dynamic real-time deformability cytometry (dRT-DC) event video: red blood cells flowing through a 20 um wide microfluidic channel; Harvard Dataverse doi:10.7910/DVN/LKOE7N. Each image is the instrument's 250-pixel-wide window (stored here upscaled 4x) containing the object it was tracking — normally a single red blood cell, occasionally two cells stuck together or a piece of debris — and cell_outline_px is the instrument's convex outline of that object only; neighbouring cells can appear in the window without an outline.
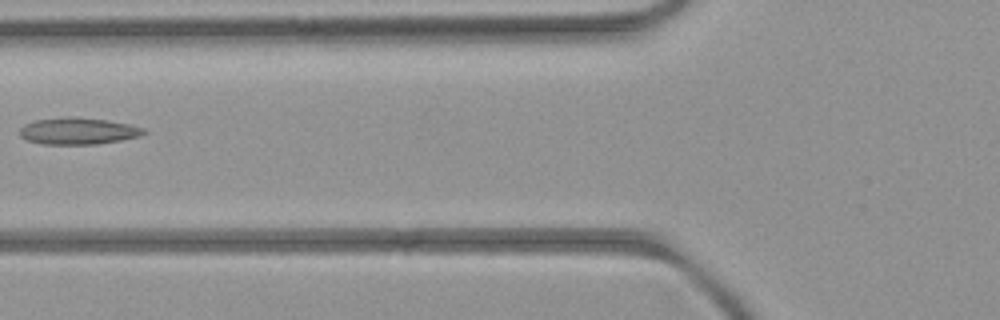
{"species": "common noctule bat (a hibernating species)", "species_latin": "Nyctalus noctula", "temperature_condition": "room temperature", "stored_images_in_passage": 8, "camera_frame_rate_fps": 3000, "um_per_image_px": 0.085, "animal": {"sex": "female", "body_mass_g": 21.9}, "frame": {"image": 1, "passage_image": 7, "time_ms": 7.0, "image_size_px": [1000, 320], "cell_outline_px": [[148, 132], [140, 136], [120, 140], [96, 144], [44, 144], [28, 140], [20, 136], [20, 128], [24, 124], [36, 120], [68, 116], [76, 116], [108, 120], [128, 124], [144, 128]], "centroid_in_image_um": [6.65, 11.12], "position_along_channel_um": 119.1, "area_um2": 19.36}}
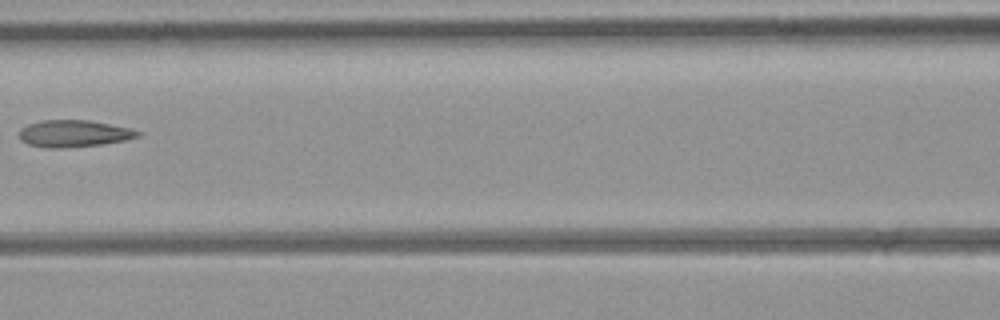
{"frame": {"image": 2, "passage_image": 8, "time_ms": 8.0, "image_size_px": [1000, 320], "cell_outline_px": [[140, 136], [124, 140], [100, 144], [64, 148], [44, 148], [28, 144], [20, 140], [20, 128], [28, 124], [40, 120], [88, 120], [132, 128], [140, 132]], "centroid_in_image_um": [6.25, 11.35], "position_along_channel_um": 160.4, "area_um2": 18.61}}